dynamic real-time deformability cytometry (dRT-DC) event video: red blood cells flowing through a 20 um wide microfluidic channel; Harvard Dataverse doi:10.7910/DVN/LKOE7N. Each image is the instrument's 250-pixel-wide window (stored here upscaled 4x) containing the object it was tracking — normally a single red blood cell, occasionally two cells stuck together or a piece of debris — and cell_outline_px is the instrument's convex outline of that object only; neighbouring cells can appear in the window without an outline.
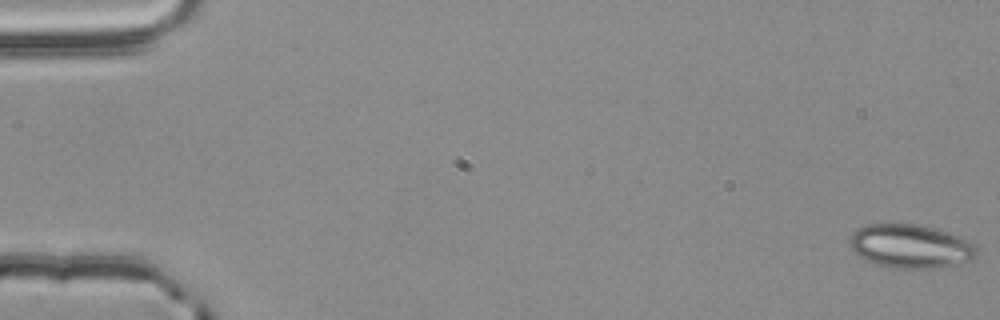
{"species": "common noctule bat (a hibernating species)", "species_latin": "Nyctalus noctula", "temperature_condition": "room temperature", "stored_images_in_passage": 56, "camera_frame_rate_fps": 3000, "um_per_image_px": 0.085, "animal": {"sex": "male", "body_mass_g": 20.4}, "frame": {"image": 1, "passage_image": 1, "time_ms": 0.0, "image_size_px": [1000, 320], "cell_outline_px": [[976, 256], [972, 260], [956, 264], [936, 268], [888, 268], [856, 256], [848, 240], [852, 232], [868, 224], [920, 224], [948, 232], [976, 244]], "centroid_in_image_um": [77.38, 20.93], "position_along_channel_um": 7.6, "area_um2": 32.43}}
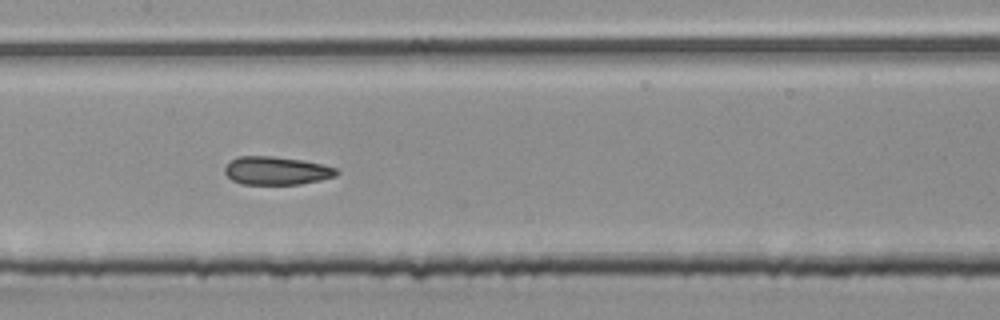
{"frame": {"image": 2, "passage_image": 28, "time_ms": 9.0, "image_size_px": [1000, 320], "cell_outline_px": [[340, 172], [336, 176], [320, 180], [300, 184], [240, 184], [232, 180], [224, 172], [224, 168], [232, 160], [240, 156], [272, 156], [300, 160], [324, 164], [336, 168]], "centroid_in_image_um": [23.52, 14.51], "position_along_channel_um": 183.9, "area_um2": 18.32}}
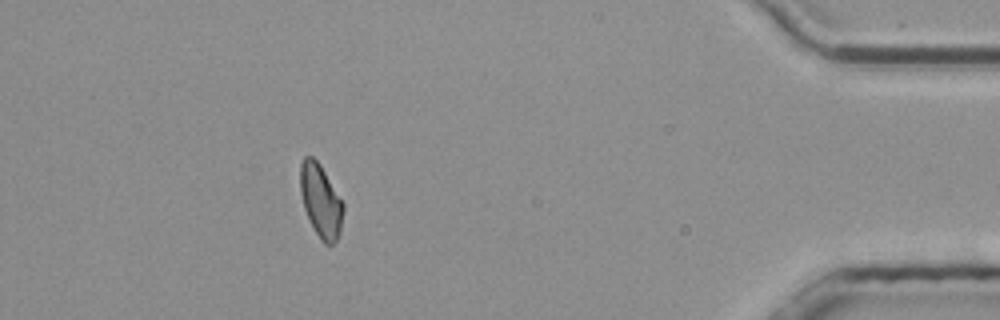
{"frame": {"image": 3, "passage_image": 50, "time_ms": 16.333, "image_size_px": [1000, 320], "cell_outline_px": [[344, 208], [340, 232], [336, 240], [332, 244], [324, 244], [320, 240], [312, 228], [304, 208], [300, 192], [300, 164], [304, 156], [312, 156], [320, 164], [344, 204]], "centroid_in_image_um": [27.25, 17.08], "position_along_channel_um": 408.0, "area_um2": 18.38}, "authors_computed_cell_mechanics": {"area_um2": 18.8428, "velocity_mm_per_s": 3.8202, "shape_relaxation_time_tau1_ms": 5.3668, "shape_relaxation_time_tau2_ms": 2.2343, "deformation_change_tau1": 0.1156, "deformation_change_tau2": 0.0832}}